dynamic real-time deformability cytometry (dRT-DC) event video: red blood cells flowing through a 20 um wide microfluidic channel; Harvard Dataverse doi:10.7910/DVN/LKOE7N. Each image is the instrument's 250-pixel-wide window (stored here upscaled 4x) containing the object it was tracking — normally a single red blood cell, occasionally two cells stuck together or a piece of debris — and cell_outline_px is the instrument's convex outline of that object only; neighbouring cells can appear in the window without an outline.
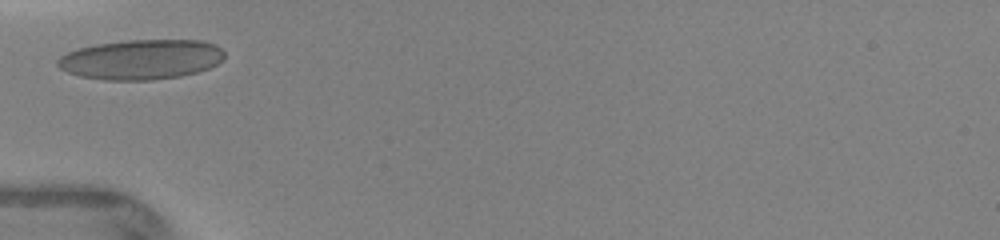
{"species": "human", "species_latin": "Homo sapiens", "temperature_condition": "warm", "stored_images_in_passage": 8, "camera_frame_rate_fps": 3000, "um_per_image_px": 0.085, "donor": {"sex": "female"}, "frame": {"image": 1, "passage_image": 2, "time_ms": 0.667, "image_size_px": [1000, 240], "cell_outline_px": [[224, 60], [208, 68], [196, 72], [180, 76], [152, 80], [104, 80], [80, 76], [68, 72], [60, 68], [56, 64], [56, 60], [60, 56], [68, 52], [80, 48], [96, 44], [128, 40], [200, 40], [216, 44], [224, 52]], "centroid_in_image_um": [12.01, 5.05], "position_along_channel_um": 73.0, "area_um2": 38.84}}
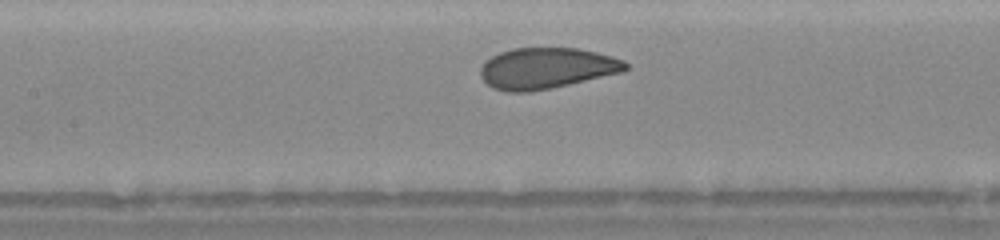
{"frame": {"image": 2, "passage_image": 7, "time_ms": 2.667, "image_size_px": [1000, 240], "cell_outline_px": [[628, 68], [624, 72], [568, 84], [528, 92], [504, 92], [492, 88], [480, 76], [480, 68], [492, 56], [500, 52], [512, 48], [580, 48], [612, 56], [624, 60], [628, 64]], "centroid_in_image_um": [46.47, 5.79], "position_along_channel_um": 160.9, "area_um2": 34.62}}